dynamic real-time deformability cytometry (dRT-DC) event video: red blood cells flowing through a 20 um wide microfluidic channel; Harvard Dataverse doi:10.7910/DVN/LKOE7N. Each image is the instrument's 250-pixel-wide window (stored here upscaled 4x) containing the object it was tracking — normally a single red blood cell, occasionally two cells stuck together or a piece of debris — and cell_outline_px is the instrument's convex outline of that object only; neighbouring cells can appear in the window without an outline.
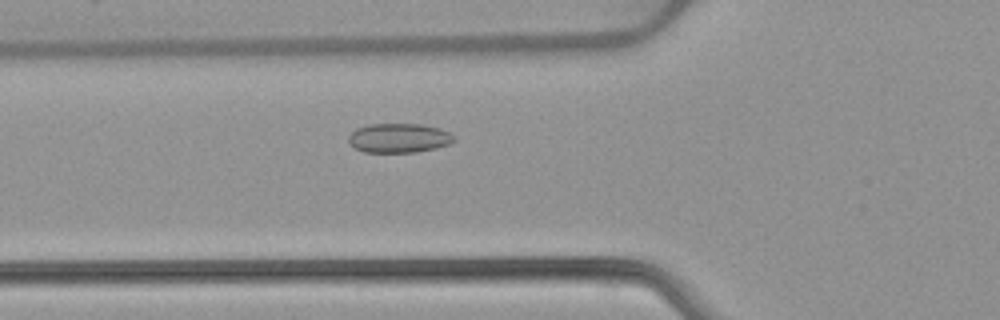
{"species": "common noctule bat (a hibernating species)", "species_latin": "Nyctalus noctula", "temperature_condition": "warm", "stored_images_in_passage": 49, "camera_frame_rate_fps": 3000, "um_per_image_px": 0.085, "animal": {"sex": "female", "body_mass_g": 22.7, "forearm_length_mm": 54.2}, "frame": {"image": 1, "passage_image": 16, "time_ms": 5.0, "image_size_px": [1000, 320], "cell_outline_px": [[456, 140], [448, 144], [436, 148], [416, 152], [364, 152], [348, 144], [348, 136], [356, 128], [368, 124], [420, 124], [440, 128], [456, 136]], "centroid_in_image_um": [33.9, 11.73], "position_along_channel_um": 91.9, "area_um2": 18.15}}
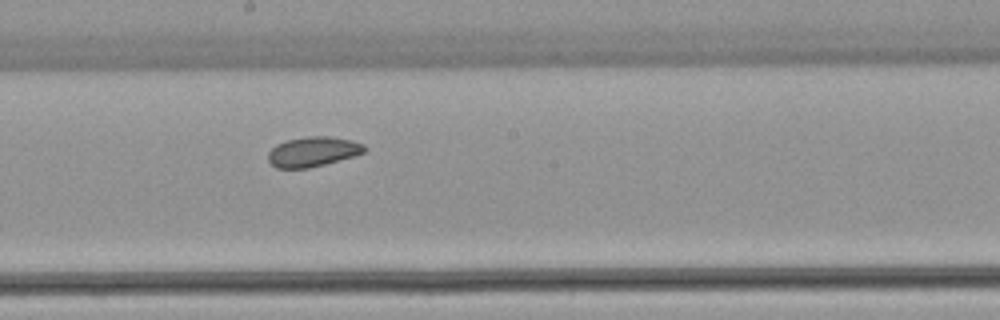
{"frame": {"image": 2, "passage_image": 26, "time_ms": 8.333, "image_size_px": [1000, 320], "cell_outline_px": [[368, 148], [364, 152], [356, 156], [308, 168], [276, 168], [268, 160], [268, 152], [276, 144], [288, 140], [308, 136], [328, 136], [352, 140], [364, 144]], "centroid_in_image_um": [26.63, 12.89], "position_along_channel_um": 221.6, "area_um2": 16.82}}
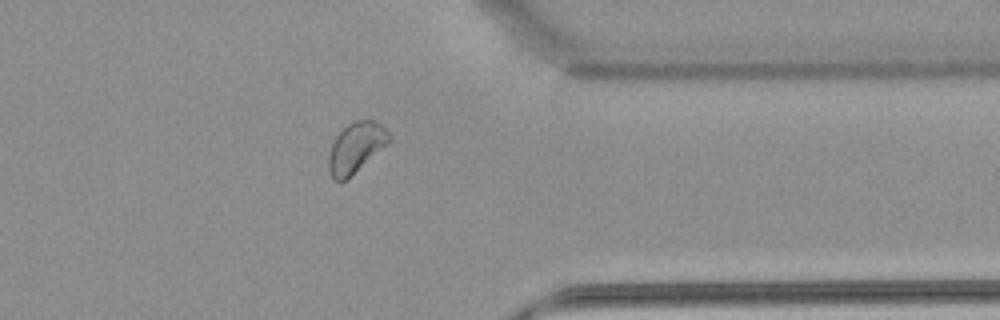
{"frame": {"image": 3, "passage_image": 39, "time_ms": 12.667, "image_size_px": [1000, 320], "cell_outline_px": [[392, 136], [384, 144], [344, 180], [336, 180], [332, 176], [328, 168], [328, 156], [332, 144], [336, 136], [352, 120], [372, 120], [380, 124]], "centroid_in_image_um": [30.19, 12.48], "position_along_channel_um": 381.2, "area_um2": 16.59}, "authors_computed_cell_mechanics": {"area_um2": 18.1492, "velocity_mm_per_s": 3.8913, "shape_relaxation_time_tau1_ms": null, "shape_relaxation_time_tau2_ms": 2.017, "deformation_change_tau1": null, "deformation_change_tau2": 0.0546}}